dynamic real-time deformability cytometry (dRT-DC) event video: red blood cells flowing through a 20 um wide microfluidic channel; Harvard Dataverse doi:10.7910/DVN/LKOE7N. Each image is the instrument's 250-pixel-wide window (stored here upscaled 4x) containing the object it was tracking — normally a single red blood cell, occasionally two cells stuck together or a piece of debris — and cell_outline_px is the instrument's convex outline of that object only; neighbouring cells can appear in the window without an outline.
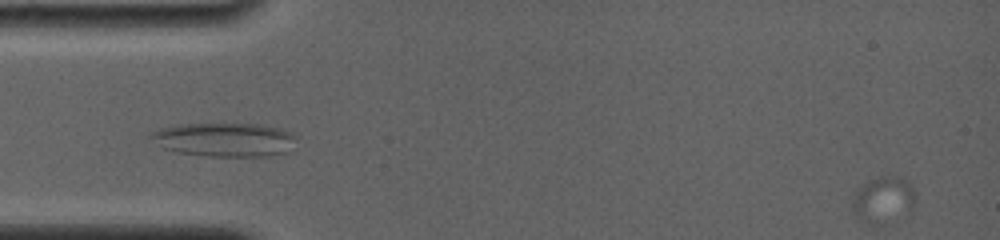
{"species": "common noctule bat (a hibernating species)", "species_latin": "Nyctalus noctula", "temperature_condition": "room temperature", "stored_images_in_passage": 5, "segment_of_instrument_passage": [2, 2], "camera_frame_rate_fps": 4000, "um_per_image_px": 0.085, "animal": {"sex": "female", "body_mass_g": 19.0, "forearm_length_mm": 56.7}, "frame": {"image": 1, "passage_image": 5, "time_ms": 1.0, "image_size_px": [1000, 240], "cell_outline_px": [[916, 196], [912, 208], [908, 212], [880, 224], [868, 224], [852, 212], [852, 200], [856, 188], [868, 180], [880, 176], [904, 176], [912, 184]], "centroid_in_image_um": [75.07, 16.92], "position_along_channel_um": 9.9, "area_um2": 17.22}}